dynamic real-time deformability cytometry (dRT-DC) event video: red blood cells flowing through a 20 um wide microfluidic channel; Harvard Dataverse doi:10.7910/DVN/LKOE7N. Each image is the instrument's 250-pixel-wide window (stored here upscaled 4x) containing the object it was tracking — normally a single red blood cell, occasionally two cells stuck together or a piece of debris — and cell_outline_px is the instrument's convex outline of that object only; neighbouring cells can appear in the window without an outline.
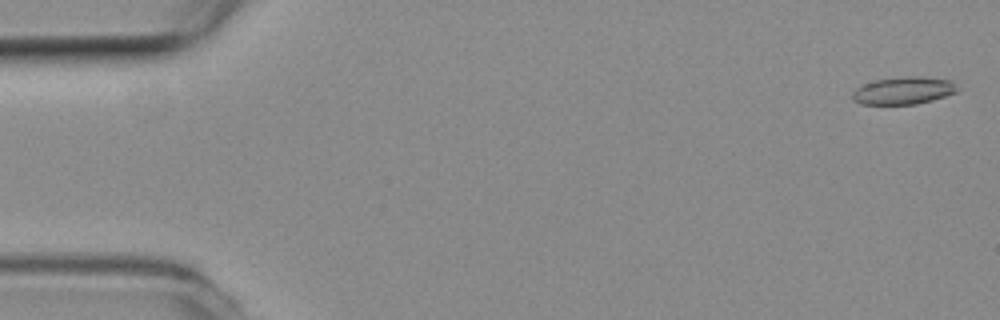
{"species": "common noctule bat (a hibernating species)", "species_latin": "Nyctalus noctula", "temperature_condition": "room temperature", "stored_images_in_passage": 5, "camera_frame_rate_fps": 3000, "um_per_image_px": 0.085, "animal": {"sex": "female", "body_mass_g": 19.3, "forearm_length_mm": 54.1}, "frame": {"image": 1, "passage_image": 1, "time_ms": 0.0, "image_size_px": [1000, 320], "cell_outline_px": [[960, 88], [956, 92], [932, 100], [916, 104], [860, 104], [852, 100], [852, 92], [860, 84], [876, 80], [904, 76], [924, 76], [952, 80]], "centroid_in_image_um": [76.79, 7.69], "position_along_channel_um": 8.2, "area_um2": 17.05}}